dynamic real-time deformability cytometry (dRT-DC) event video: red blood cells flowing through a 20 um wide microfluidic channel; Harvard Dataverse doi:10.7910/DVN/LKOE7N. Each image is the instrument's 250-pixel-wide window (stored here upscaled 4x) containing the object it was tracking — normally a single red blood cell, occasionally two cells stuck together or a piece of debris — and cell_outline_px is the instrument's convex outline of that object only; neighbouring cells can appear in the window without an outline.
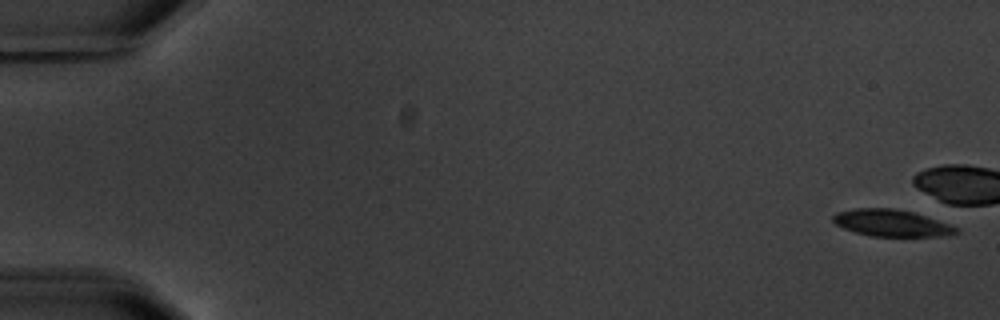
{"species": "common noctule bat (a hibernating species)", "species_latin": "Nyctalus noctula", "temperature_condition": "warm", "stored_images_in_passage": 16, "camera_frame_rate_fps": 3000, "um_per_image_px": 0.085, "animal": {"sex": "male", "body_mass_g": 20.1, "forearm_length_mm": 53.5}, "frame": {"image": 1, "passage_image": 1, "time_ms": 0.0, "image_size_px": [1000, 320], "cell_outline_px": [[960, 232], [940, 236], [872, 236], [856, 232], [844, 228], [836, 224], [832, 220], [832, 216], [836, 212], [856, 208], [896, 208], [912, 212], [948, 224], [956, 228]], "centroid_in_image_um": [75.72, 18.95], "position_along_channel_um": 9.3, "area_um2": 18.9}}